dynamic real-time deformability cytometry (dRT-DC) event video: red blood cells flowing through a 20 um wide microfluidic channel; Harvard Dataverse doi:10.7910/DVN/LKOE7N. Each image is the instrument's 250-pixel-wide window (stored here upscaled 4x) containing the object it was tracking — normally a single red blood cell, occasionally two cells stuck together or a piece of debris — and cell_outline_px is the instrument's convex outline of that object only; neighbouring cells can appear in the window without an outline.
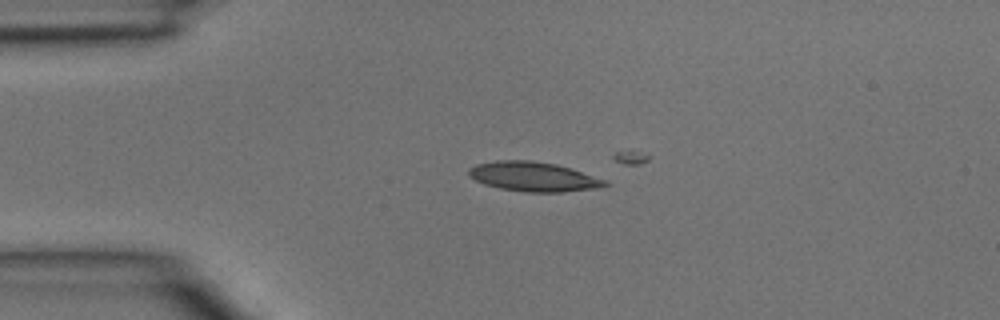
{"species": "common noctule bat (a hibernating species)", "species_latin": "Nyctalus noctula", "temperature_condition": "room temperature", "stored_images_in_passage": 2, "camera_frame_rate_fps": 3000, "um_per_image_px": 0.085, "animal": {"sex": "male", "body_mass_g": 15.6}, "frame": {"image": 1, "passage_image": 1, "time_ms": 0.0, "image_size_px": [1000, 320], "cell_outline_px": [[612, 184], [604, 188], [564, 192], [524, 192], [500, 188], [484, 184], [468, 176], [468, 168], [476, 164], [496, 160], [532, 160], [556, 164], [572, 168], [604, 180]], "centroid_in_image_um": [45.37, 15.02], "position_along_channel_um": 39.6, "area_um2": 23.76}}